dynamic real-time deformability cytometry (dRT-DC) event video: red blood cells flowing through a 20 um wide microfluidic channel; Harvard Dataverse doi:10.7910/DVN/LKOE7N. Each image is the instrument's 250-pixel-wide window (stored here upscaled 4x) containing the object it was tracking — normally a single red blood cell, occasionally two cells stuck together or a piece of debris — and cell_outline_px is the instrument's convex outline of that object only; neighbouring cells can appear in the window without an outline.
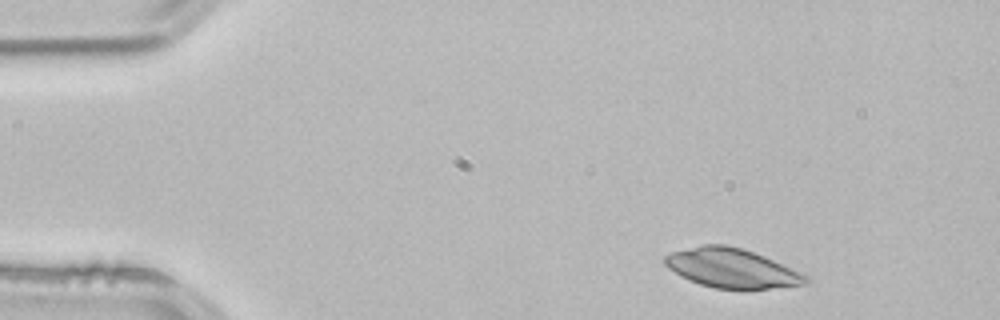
{"species": "common noctule bat (a hibernating species)", "species_latin": "Nyctalus noctula", "temperature_condition": "room temperature", "stored_images_in_passage": 3, "camera_frame_rate_fps": 3000, "um_per_image_px": 0.085, "animal": {"sex": "male", "body_mass_g": 21.5, "forearm_length_mm": 52.0}, "frame": {"image": 1, "passage_image": 1, "time_ms": 0.0, "image_size_px": [1000, 320], "cell_outline_px": [[812, 280], [808, 284], [768, 288], [712, 288], [688, 280], [680, 276], [668, 268], [664, 264], [664, 256], [672, 252], [704, 244], [724, 244], [740, 248], [764, 256], [800, 272], [808, 276]], "centroid_in_image_um": [62.18, 22.79], "position_along_channel_um": 22.8, "area_um2": 31.96}}